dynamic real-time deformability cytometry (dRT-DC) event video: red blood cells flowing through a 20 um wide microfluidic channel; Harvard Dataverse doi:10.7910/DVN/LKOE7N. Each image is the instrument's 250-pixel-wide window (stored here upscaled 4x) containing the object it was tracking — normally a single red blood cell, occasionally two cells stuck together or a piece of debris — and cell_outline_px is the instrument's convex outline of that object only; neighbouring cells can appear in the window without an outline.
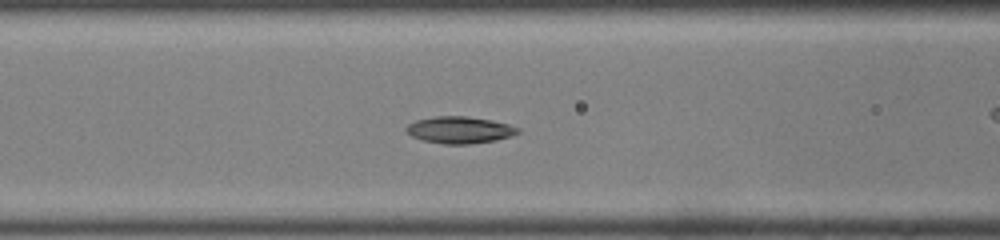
{"species": "common noctule bat (a hibernating species)", "species_latin": "Nyctalus noctula", "temperature_condition": "room temperature", "stored_images_in_passage": 43, "camera_frame_rate_fps": 3000, "um_per_image_px": 0.085, "animal": {"sex": "male", "body_mass_g": 19.0, "forearm_length_mm": 50.8}, "frame": {"image": 1, "passage_image": 18, "time_ms": 5.667, "image_size_px": [1000, 240], "cell_outline_px": [[520, 132], [512, 136], [496, 140], [468, 144], [444, 144], [424, 140], [412, 136], [404, 128], [408, 124], [416, 120], [436, 116], [464, 116], [492, 120], [508, 124], [520, 128]], "centroid_in_image_um": [39.09, 11.04], "position_along_channel_um": 127.5, "area_um2": 17.4}}
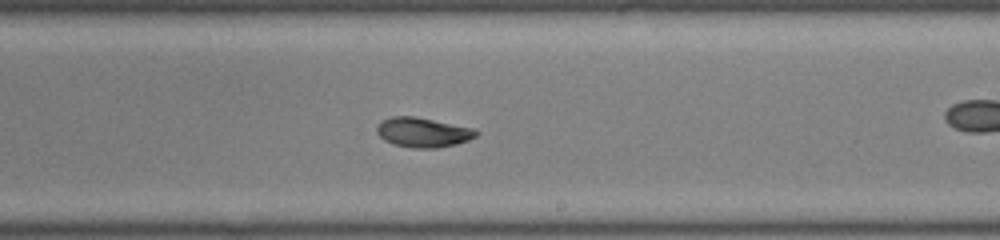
{"frame": {"image": 2, "passage_image": 27, "time_ms": 8.667, "image_size_px": [1000, 240], "cell_outline_px": [[480, 132], [476, 136], [468, 140], [456, 144], [436, 148], [412, 148], [392, 144], [384, 140], [376, 132], [376, 128], [380, 120], [392, 116], [416, 116], [472, 128]], "centroid_in_image_um": [35.91, 11.25], "position_along_channel_um": 253.1, "area_um2": 17.28}}
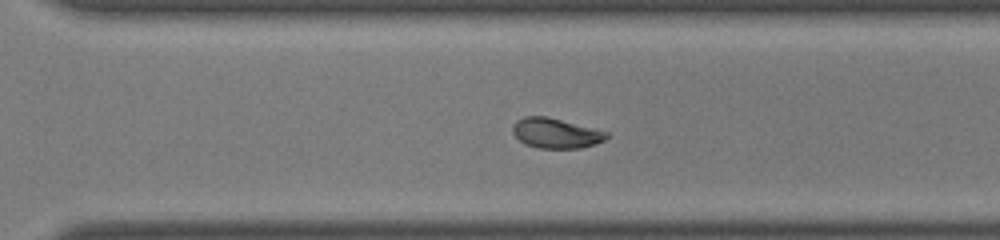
{"frame": {"image": 3, "passage_image": 32, "time_ms": 10.333, "image_size_px": [1000, 240], "cell_outline_px": [[608, 136], [604, 140], [596, 144], [580, 148], [540, 148], [524, 144], [512, 132], [512, 124], [516, 120], [524, 116], [548, 116], [608, 132]], "centroid_in_image_um": [47.22, 11.31], "position_along_channel_um": 323.4, "area_um2": 16.47}, "authors_computed_cell_mechanics": {"area_um2": 17.918, "velocity_mm_per_s": 4.1998, "shape_relaxation_time_tau1_ms": 3.7149, "shape_relaxation_time_tau2_ms": 3.4674, "deformation_change_tau1": 0.1388, "deformation_change_tau2": 0.0553}}